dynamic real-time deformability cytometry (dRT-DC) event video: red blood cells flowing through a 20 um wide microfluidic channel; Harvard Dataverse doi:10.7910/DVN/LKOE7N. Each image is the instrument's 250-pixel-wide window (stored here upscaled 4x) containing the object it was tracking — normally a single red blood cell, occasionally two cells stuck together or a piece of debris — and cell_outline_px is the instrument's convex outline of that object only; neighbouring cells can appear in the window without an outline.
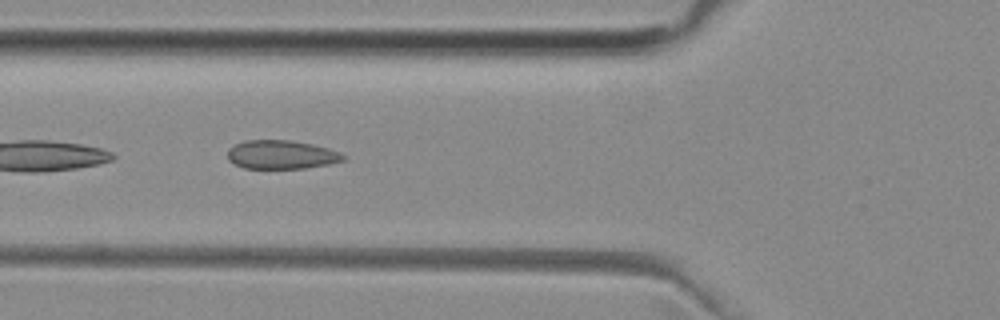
{"species": "common noctule bat (a hibernating species)", "species_latin": "Nyctalus noctula", "temperature_condition": "room temperature", "stored_images_in_passage": 31, "camera_frame_rate_fps": 3000, "um_per_image_px": 0.085, "animal": {"sex": "female", "body_mass_g": 29.2, "forearm_length_mm": 56.3}, "frame": {"image": 1, "passage_image": 4, "time_ms": 1.0, "image_size_px": [1000, 320], "cell_outline_px": [[348, 156], [344, 160], [328, 164], [304, 168], [244, 168], [228, 160], [228, 148], [244, 140], [292, 140], [312, 144], [328, 148], [340, 152]], "centroid_in_image_um": [23.93, 13.13], "position_along_channel_um": 101.9, "area_um2": 19.36}}
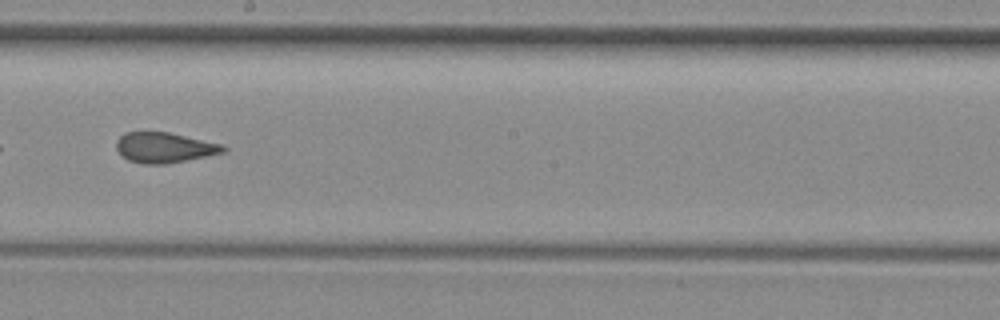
{"frame": {"image": 2, "passage_image": 14, "time_ms": 4.333, "image_size_px": [1000, 320], "cell_outline_px": [[228, 148], [224, 152], [164, 164], [144, 164], [128, 160], [116, 148], [116, 140], [124, 132], [168, 132], [220, 144]], "centroid_in_image_um": [13.93, 12.53], "position_along_channel_um": 234.3, "area_um2": 18.5}}
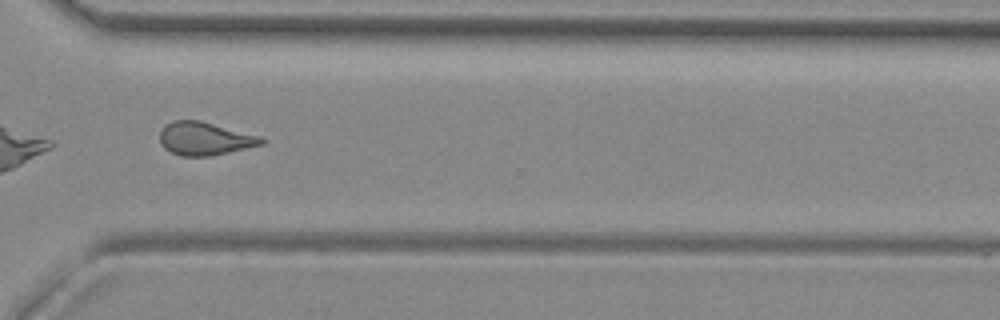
{"frame": {"image": 3, "passage_image": 23, "time_ms": 7.333, "image_size_px": [1000, 320], "cell_outline_px": [[268, 140], [264, 144], [208, 156], [180, 156], [164, 148], [160, 144], [160, 132], [164, 124], [172, 120], [200, 120], [260, 136]], "centroid_in_image_um": [17.38, 11.77], "position_along_channel_um": 353.2, "area_um2": 19.65}, "authors_computed_cell_mechanics": {"area_um2": 19.363, "velocity_mm_per_s": 3.9598, "shape_relaxation_time_tau1_ms": null, "shape_relaxation_time_tau2_ms": 1.244, "deformation_change_tau1": null, "deformation_change_tau2": 0.0878}}